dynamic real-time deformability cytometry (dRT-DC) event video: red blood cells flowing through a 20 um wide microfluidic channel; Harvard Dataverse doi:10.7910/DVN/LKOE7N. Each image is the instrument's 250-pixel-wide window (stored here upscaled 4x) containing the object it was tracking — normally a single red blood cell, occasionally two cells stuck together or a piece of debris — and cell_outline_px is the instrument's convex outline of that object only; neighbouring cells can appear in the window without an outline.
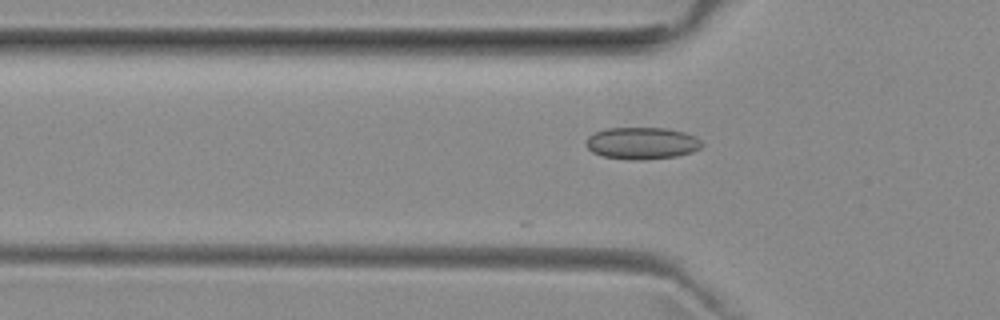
{"species": "common noctule bat (a hibernating species)", "species_latin": "Nyctalus noctula", "temperature_condition": "room temperature", "stored_images_in_passage": 26, "camera_frame_rate_fps": 3000, "um_per_image_px": 0.085, "animal": {"sex": "female", "body_mass_g": 29.2, "forearm_length_mm": 56.3}, "frame": {"image": 1, "passage_image": 17, "time_ms": 5.333, "image_size_px": [1000, 320], "cell_outline_px": [[704, 144], [700, 148], [692, 152], [676, 156], [644, 160], [628, 160], [604, 156], [592, 152], [584, 144], [588, 136], [592, 132], [608, 128], [668, 128], [684, 132], [696, 136]], "centroid_in_image_um": [54.55, 12.17], "position_along_channel_um": 71.2, "area_um2": 21.85}}
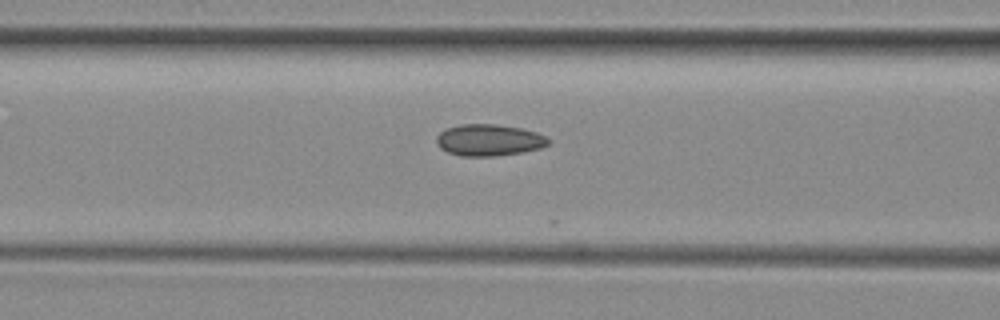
{"frame": {"image": 2, "passage_image": 21, "time_ms": 6.667, "image_size_px": [1000, 320], "cell_outline_px": [[548, 144], [540, 148], [520, 152], [496, 156], [460, 156], [448, 152], [440, 148], [436, 144], [436, 136], [444, 128], [460, 124], [496, 124], [524, 128], [536, 132], [544, 136], [548, 140]], "centroid_in_image_um": [41.51, 11.89], "position_along_channel_um": 125.1, "area_um2": 20.69}}
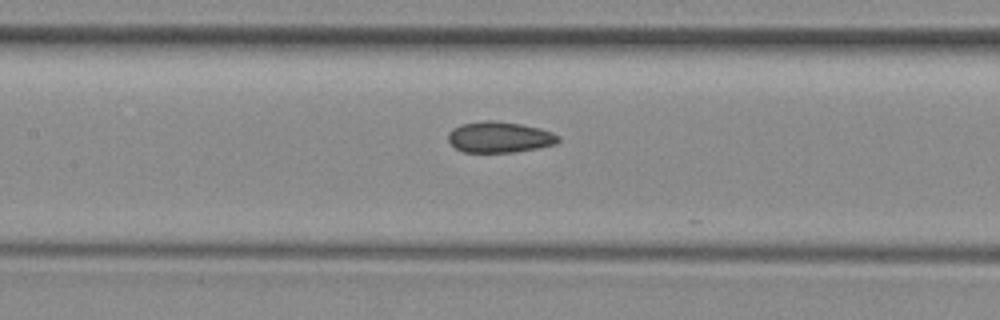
{"frame": {"image": 3, "passage_image": 24, "time_ms": 7.667, "image_size_px": [1000, 320], "cell_outline_px": [[560, 140], [556, 144], [516, 152], [464, 152], [456, 148], [448, 140], [448, 132], [452, 128], [460, 124], [488, 120], [492, 120], [520, 124], [540, 128], [552, 132], [560, 136]], "centroid_in_image_um": [42.46, 11.65], "position_along_channel_um": 164.9, "area_um2": 19.88}}